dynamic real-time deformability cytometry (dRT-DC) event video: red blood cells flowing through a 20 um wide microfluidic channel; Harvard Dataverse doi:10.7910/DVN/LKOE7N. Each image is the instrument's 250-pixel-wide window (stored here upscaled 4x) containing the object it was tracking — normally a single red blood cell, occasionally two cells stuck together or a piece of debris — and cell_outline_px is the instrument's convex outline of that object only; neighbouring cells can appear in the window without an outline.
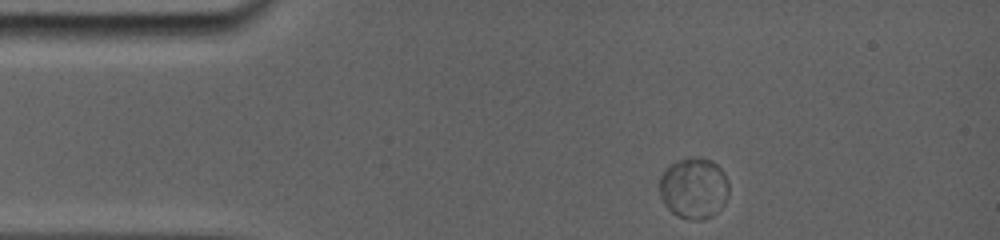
{"species": "common noctule bat (a hibernating species)", "species_latin": "Nyctalus noctula", "temperature_condition": "room temperature", "stored_images_in_passage": 3, "camera_frame_rate_fps": 5000, "um_per_image_px": 0.085, "animal": {"sex": "female", "body_mass_g": 19.0, "forearm_length_mm": 56.7}, "frame": {"image": 1, "passage_image": 1, "time_ms": 0.0, "image_size_px": [1000, 240], "cell_outline_px": [[728, 196], [724, 204], [712, 216], [704, 220], [688, 220], [676, 216], [664, 204], [660, 196], [660, 180], [664, 172], [672, 164], [684, 160], [708, 160], [716, 164], [724, 172], [728, 180]], "centroid_in_image_um": [59.0, 16.07], "position_along_channel_um": 26.0, "area_um2": 24.16}}